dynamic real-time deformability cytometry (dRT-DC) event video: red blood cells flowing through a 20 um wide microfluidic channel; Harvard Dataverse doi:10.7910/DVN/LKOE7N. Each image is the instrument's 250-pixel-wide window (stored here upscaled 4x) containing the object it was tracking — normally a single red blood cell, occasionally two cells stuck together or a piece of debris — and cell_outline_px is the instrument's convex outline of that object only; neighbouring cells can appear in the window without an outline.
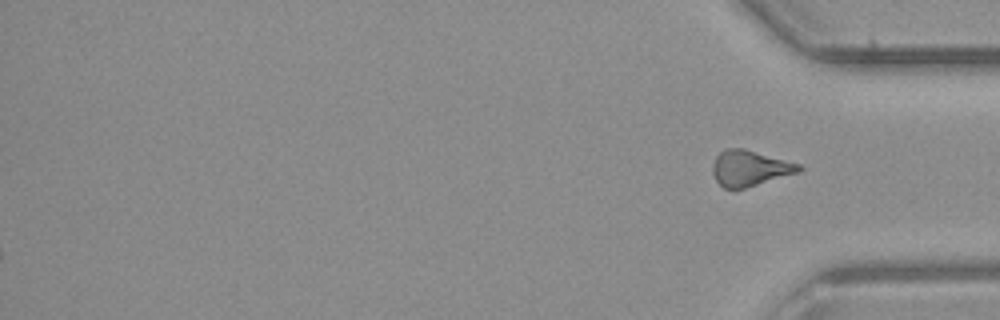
{"species": "common noctule bat (a hibernating species)", "species_latin": "Nyctalus noctula", "temperature_condition": "room temperature", "stored_images_in_passage": 39, "segment_of_instrument_passage": [2, 2], "camera_frame_rate_fps": 3000, "um_per_image_px": 0.085, "animal": {"sex": "male", "body_mass_g": 23.1, "forearm_length_mm": 52.7}, "frame": {"image": 1, "passage_image": 39, "time_ms": 12.667, "image_size_px": [1000, 320], "cell_outline_px": [[804, 168], [800, 172], [744, 188], [724, 188], [716, 180], [712, 172], [712, 164], [716, 156], [724, 148], [744, 148], [800, 164]], "centroid_in_image_um": [63.73, 14.28], "position_along_channel_um": 371.5, "area_um2": 17.92}}